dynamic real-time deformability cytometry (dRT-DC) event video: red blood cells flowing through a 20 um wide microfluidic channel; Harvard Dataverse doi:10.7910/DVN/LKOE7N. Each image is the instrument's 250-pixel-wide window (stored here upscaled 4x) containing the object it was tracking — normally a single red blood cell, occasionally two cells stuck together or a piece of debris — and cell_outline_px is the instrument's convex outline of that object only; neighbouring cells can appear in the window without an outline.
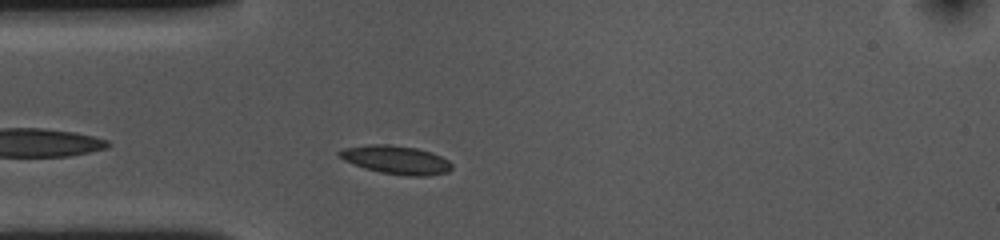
{"species": "common noctule bat (a hibernating species)", "species_latin": "Nyctalus noctula", "temperature_condition": "cold", "stored_images_in_passage": 35, "camera_frame_rate_fps": 3000, "um_per_image_px": 0.085, "animal": {"sex": "female", "body_mass_g": 10.0, "forearm_length_mm": 53.1}, "frame": {"image": 1, "passage_image": 4, "time_ms": 1.0, "image_size_px": [1000, 240], "cell_outline_px": [[452, 168], [448, 172], [428, 176], [408, 176], [380, 172], [364, 168], [344, 160], [336, 152], [344, 148], [368, 144], [388, 144], [416, 148], [440, 156], [448, 160], [452, 164]], "centroid_in_image_um": [33.66, 13.59], "position_along_channel_um": 51.3, "area_um2": 18.55}}
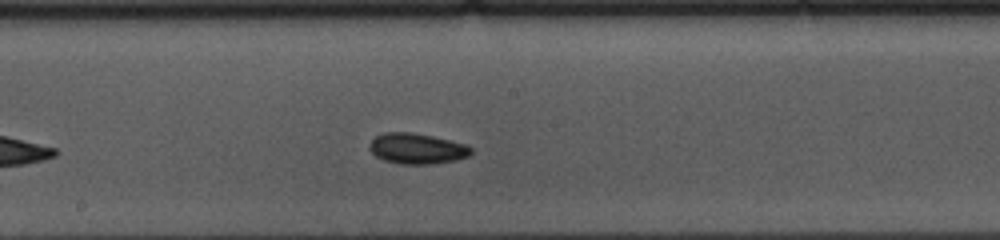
{"frame": {"image": 2, "passage_image": 18, "time_ms": 5.667, "image_size_px": [1000, 240], "cell_outline_px": [[472, 152], [468, 156], [456, 160], [432, 164], [400, 164], [384, 160], [376, 156], [368, 148], [372, 140], [376, 136], [384, 132], [408, 132], [432, 136], [468, 144], [472, 148]], "centroid_in_image_um": [35.46, 12.63], "position_along_channel_um": 212.7, "area_um2": 18.15}}
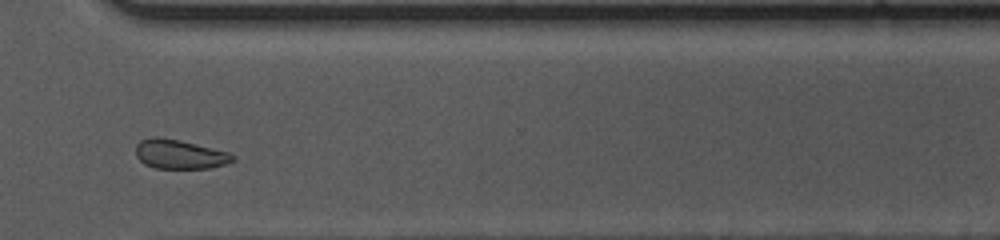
{"frame": {"image": 3, "passage_image": 30, "time_ms": 9.667, "image_size_px": [1000, 240], "cell_outline_px": [[236, 160], [224, 164], [208, 168], [156, 168], [144, 164], [136, 156], [136, 144], [140, 140], [152, 136], [156, 136], [176, 140], [228, 152], [236, 156]], "centroid_in_image_um": [15.24, 13.11], "position_along_channel_um": 355.4, "area_um2": 16.3}, "authors_computed_cell_mechanics": {"area_um2": 17.2244, "velocity_mm_per_s": 3.5668, "shape_relaxation_time_tau1_ms": 2.3028, "shape_relaxation_time_tau2_ms": 5.3271, "deformation_change_tau1": 0.0738, "deformation_change_tau2": 0.1035}}